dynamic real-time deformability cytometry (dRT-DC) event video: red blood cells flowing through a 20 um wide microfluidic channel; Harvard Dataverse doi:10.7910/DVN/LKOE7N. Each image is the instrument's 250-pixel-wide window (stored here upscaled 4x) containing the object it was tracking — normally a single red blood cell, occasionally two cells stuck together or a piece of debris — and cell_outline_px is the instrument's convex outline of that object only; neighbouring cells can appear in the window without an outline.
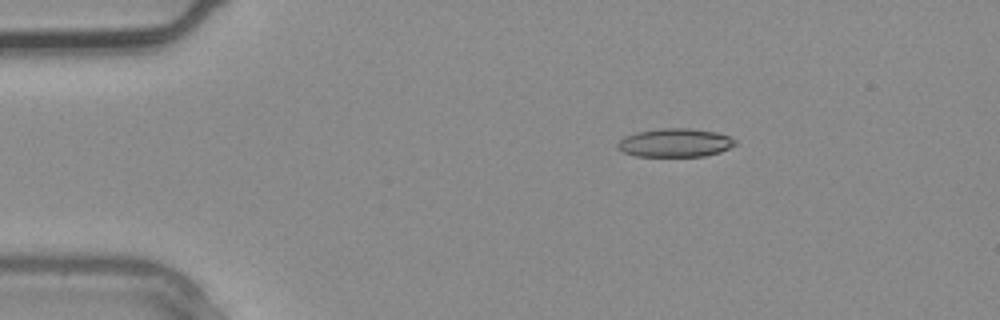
{"species": "common noctule bat (a hibernating species)", "species_latin": "Nyctalus noctula", "temperature_condition": "warm", "stored_images_in_passage": 3, "camera_frame_rate_fps": 3000, "um_per_image_px": 0.085, "animal": {"sex": "male", "body_mass_g": 20.4}, "frame": {"image": 1, "passage_image": 2, "time_ms": 0.333, "image_size_px": [1000, 320], "cell_outline_px": [[736, 144], [720, 152], [704, 156], [636, 156], [624, 152], [616, 148], [616, 144], [624, 136], [636, 132], [660, 128], [692, 128], [716, 132], [728, 136], [736, 140]], "centroid_in_image_um": [57.36, 12.13], "position_along_channel_um": 27.6, "area_um2": 19.59}}